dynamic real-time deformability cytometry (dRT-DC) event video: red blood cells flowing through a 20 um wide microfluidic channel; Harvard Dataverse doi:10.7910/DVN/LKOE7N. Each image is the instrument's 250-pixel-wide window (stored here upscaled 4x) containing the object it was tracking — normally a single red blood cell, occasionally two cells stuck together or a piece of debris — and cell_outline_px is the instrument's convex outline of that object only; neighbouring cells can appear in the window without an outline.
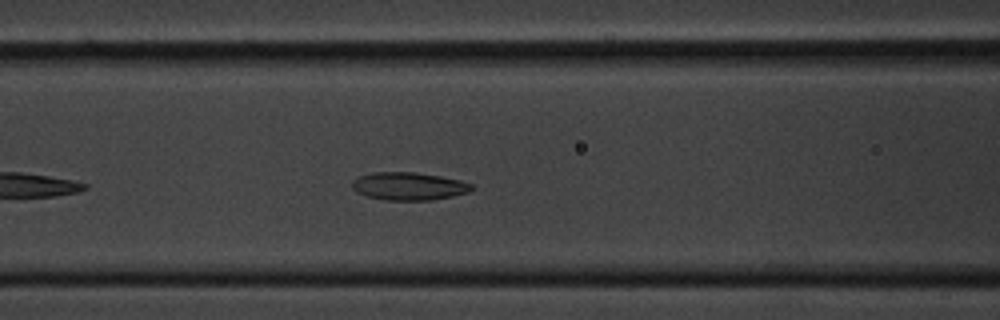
{"species": "common noctule bat (a hibernating species)", "species_latin": "Nyctalus noctula", "temperature_condition": "cold", "stored_images_in_passage": 37, "camera_frame_rate_fps": 3000, "um_per_image_px": 0.085, "animal": {"sex": "male", "body_mass_g": 20.1, "forearm_length_mm": 53.5}, "frame": {"image": 1, "passage_image": 11, "time_ms": 3.333, "image_size_px": [1000, 320], "cell_outline_px": [[472, 188], [468, 192], [452, 196], [432, 200], [388, 200], [368, 196], [356, 192], [352, 188], [352, 180], [360, 176], [372, 172], [416, 172], [440, 176], [460, 180], [472, 184]], "centroid_in_image_um": [34.73, 15.82], "position_along_channel_um": 131.9, "area_um2": 19.31}}
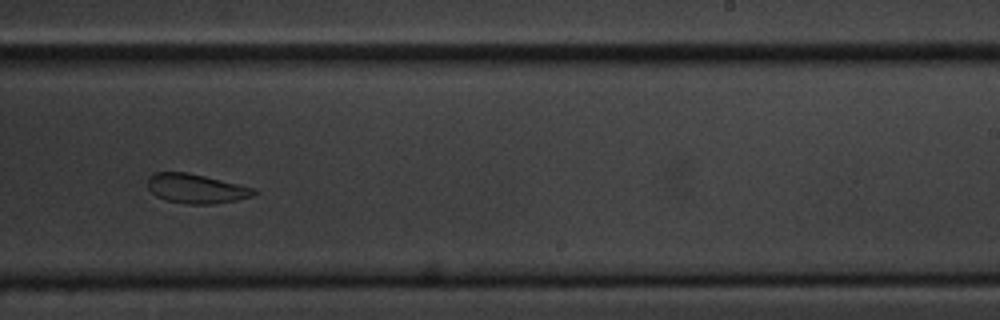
{"frame": {"image": 2, "passage_image": 23, "time_ms": 7.333, "image_size_px": [1000, 320], "cell_outline_px": [[256, 192], [252, 196], [236, 200], [212, 204], [184, 204], [168, 200], [156, 196], [148, 188], [148, 176], [152, 172], [188, 172], [256, 188]], "centroid_in_image_um": [16.65, 16.02], "position_along_channel_um": 272.3, "area_um2": 18.21}}
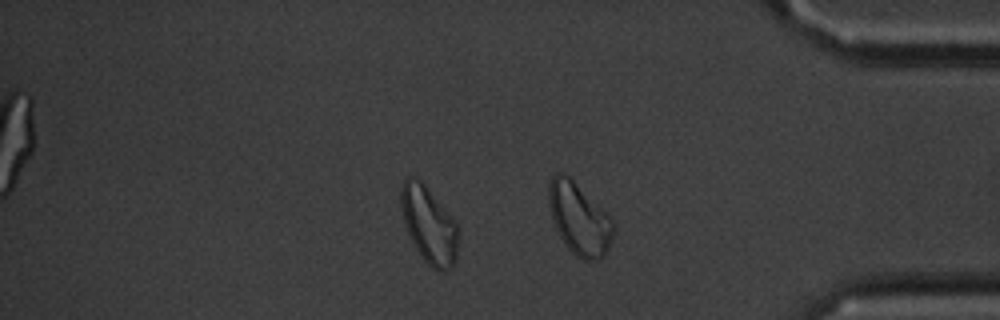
{"frame": {"image": 3, "passage_image": 34, "time_ms": 11.0, "image_size_px": [1000, 320], "cell_outline_px": [[460, 236], [456, 260], [448, 268], [440, 272], [436, 272], [424, 260], [416, 248], [408, 232], [404, 220], [400, 204], [400, 188], [404, 180], [408, 176], [412, 176], [420, 180], [424, 184], [456, 220], [460, 232]], "centroid_in_image_um": [36.49, 19.11], "position_along_channel_um": 398.7, "area_um2": 25.84}, "authors_computed_cell_mechanics": {"area_um2": 19.7676, "velocity_mm_per_s": 3.5212, "shape_relaxation_time_tau1_ms": 3.2774, "shape_relaxation_time_tau2_ms": 4.9331, "deformation_change_tau1": 0.0714, "deformation_change_tau2": 0.1067}}